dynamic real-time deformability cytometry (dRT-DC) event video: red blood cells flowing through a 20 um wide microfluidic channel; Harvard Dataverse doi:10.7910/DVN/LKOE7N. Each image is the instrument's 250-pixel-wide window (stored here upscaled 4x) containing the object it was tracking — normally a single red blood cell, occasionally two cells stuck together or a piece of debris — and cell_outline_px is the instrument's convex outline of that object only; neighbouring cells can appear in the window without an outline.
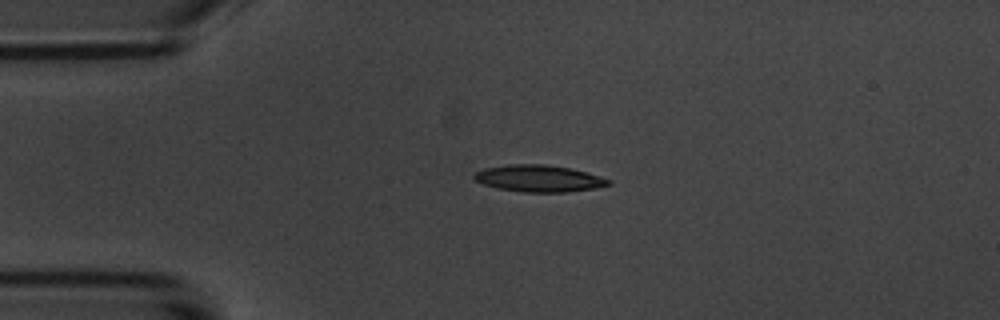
{"species": "common noctule bat (a hibernating species)", "species_latin": "Nyctalus noctula", "temperature_condition": "room temperature", "stored_images_in_passage": 4, "camera_frame_rate_fps": 3000, "um_per_image_px": 0.085, "animal": {"sex": "male", "body_mass_g": 20.1, "forearm_length_mm": 53.5}, "frame": {"image": 1, "passage_image": 3, "time_ms": 2.333, "image_size_px": [1000, 320], "cell_outline_px": [[612, 184], [596, 188], [568, 192], [524, 192], [496, 188], [484, 184], [476, 180], [472, 176], [476, 172], [484, 168], [508, 164], [548, 164], [572, 168], [588, 172], [612, 180]], "centroid_in_image_um": [45.85, 15.16], "position_along_channel_um": 39.2, "area_um2": 21.21}}